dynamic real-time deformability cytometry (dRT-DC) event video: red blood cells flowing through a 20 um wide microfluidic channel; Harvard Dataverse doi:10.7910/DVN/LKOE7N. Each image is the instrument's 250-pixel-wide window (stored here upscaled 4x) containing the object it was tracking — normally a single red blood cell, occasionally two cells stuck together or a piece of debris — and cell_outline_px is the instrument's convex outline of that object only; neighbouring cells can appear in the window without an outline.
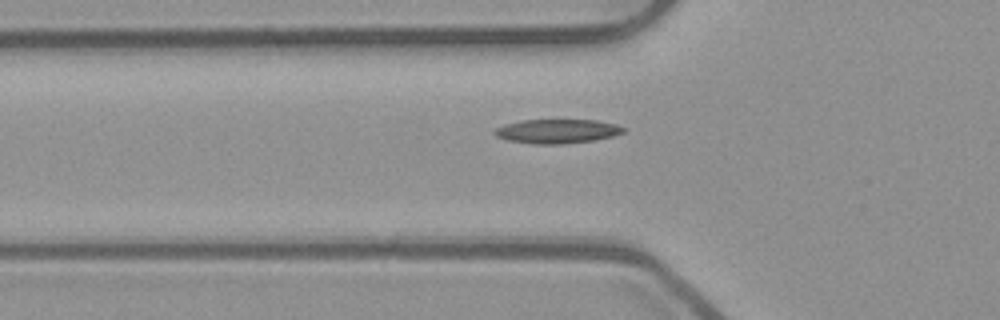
{"species": "common noctule bat (a hibernating species)", "species_latin": "Nyctalus noctula", "temperature_condition": "room temperature", "stored_images_in_passage": 31, "camera_frame_rate_fps": 3000, "um_per_image_px": 0.085, "animal": {"sex": "male", "body_mass_g": 23.1, "forearm_length_mm": 52.7}, "frame": {"image": 1, "passage_image": 2, "time_ms": 0.333, "image_size_px": [1000, 320], "cell_outline_px": [[628, 128], [624, 132], [612, 136], [596, 140], [560, 144], [536, 144], [508, 140], [496, 136], [492, 132], [496, 128], [504, 124], [524, 120], [596, 120], [616, 124]], "centroid_in_image_um": [47.38, 11.15], "position_along_channel_um": 78.4, "area_um2": 18.15}}
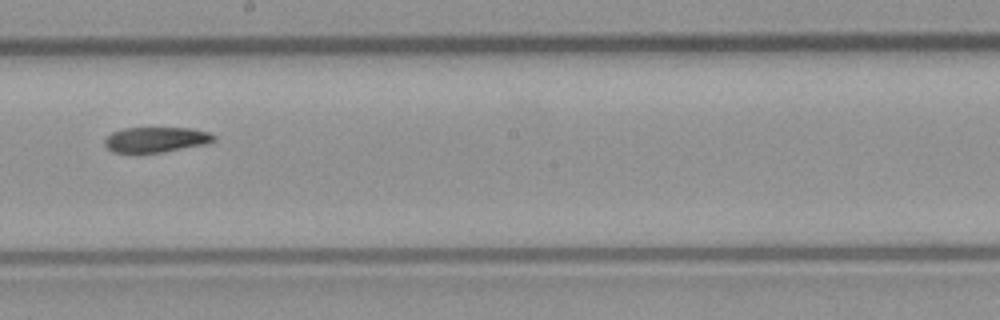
{"frame": {"image": 2, "passage_image": 14, "time_ms": 4.333, "image_size_px": [1000, 320], "cell_outline_px": [[216, 140], [208, 144], [160, 152], [112, 152], [104, 144], [104, 140], [112, 132], [124, 128], [192, 128], [208, 132], [216, 136]], "centroid_in_image_um": [13.29, 11.86], "position_along_channel_um": 234.9, "area_um2": 16.01}}
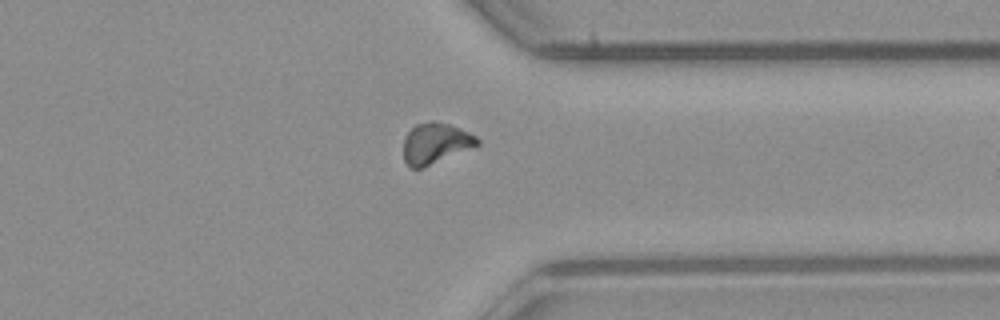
{"frame": {"image": 3, "passage_image": 25, "time_ms": 8.0, "image_size_px": [1000, 320], "cell_outline_px": [[480, 144], [420, 168], [412, 168], [404, 160], [404, 136], [416, 124], [432, 120], [448, 124], [468, 132], [476, 136], [480, 140]], "centroid_in_image_um": [37.0, 12.15], "position_along_channel_um": 374.4, "area_um2": 17.11}}